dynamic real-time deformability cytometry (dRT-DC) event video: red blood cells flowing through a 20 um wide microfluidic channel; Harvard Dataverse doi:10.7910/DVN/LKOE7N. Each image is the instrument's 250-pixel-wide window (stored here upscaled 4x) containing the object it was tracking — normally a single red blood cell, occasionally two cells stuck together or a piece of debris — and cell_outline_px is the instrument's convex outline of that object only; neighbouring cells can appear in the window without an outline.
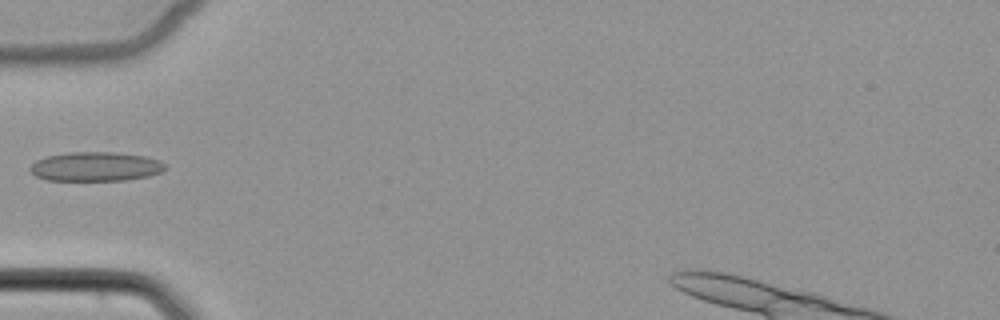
{"species": "common noctule bat (a hibernating species)", "species_latin": "Nyctalus noctula", "temperature_condition": "cold", "stored_images_in_passage": 5, "camera_frame_rate_fps": 3000, "um_per_image_px": 0.085, "animal": {"sex": "female", "body_mass_g": 22.7, "forearm_length_mm": 54.2}, "frame": {"image": 1, "passage_image": 4, "time_ms": 3.667, "image_size_px": [1000, 320], "cell_outline_px": [[168, 168], [160, 172], [148, 176], [124, 180], [48, 180], [36, 176], [28, 168], [36, 160], [48, 156], [68, 152], [112, 152], [144, 156], [160, 160]], "centroid_in_image_um": [8.13, 14.15], "position_along_channel_um": 76.9, "area_um2": 22.89}}
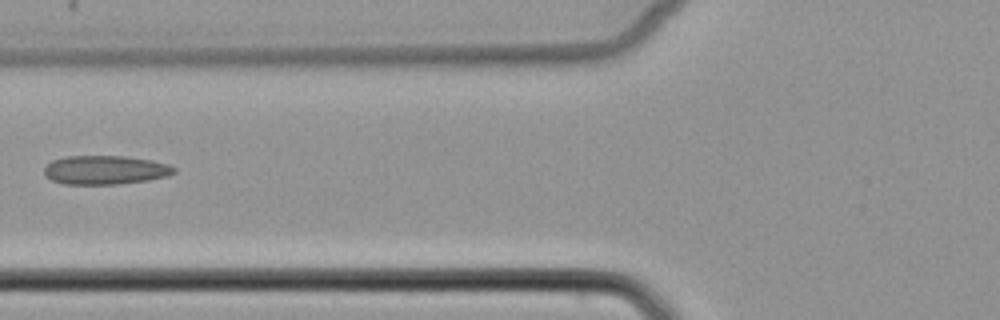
{"frame": {"image": 2, "passage_image": 5, "time_ms": 4.667, "image_size_px": [1000, 320], "cell_outline_px": [[176, 172], [168, 176], [148, 180], [120, 184], [64, 184], [52, 180], [44, 176], [44, 168], [52, 160], [64, 156], [124, 156], [152, 160], [168, 164], [176, 168]], "centroid_in_image_um": [8.94, 14.45], "position_along_channel_um": 116.9, "area_um2": 22.02}}